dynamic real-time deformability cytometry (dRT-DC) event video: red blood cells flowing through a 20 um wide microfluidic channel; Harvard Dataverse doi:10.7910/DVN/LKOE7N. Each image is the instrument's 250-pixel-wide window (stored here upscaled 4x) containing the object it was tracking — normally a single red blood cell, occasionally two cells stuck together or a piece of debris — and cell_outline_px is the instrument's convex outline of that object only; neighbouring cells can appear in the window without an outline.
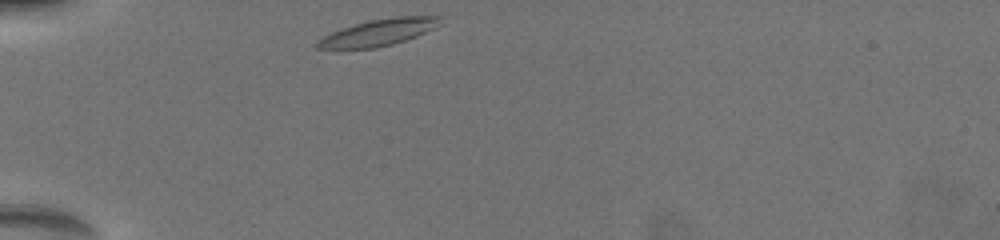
{"species": "common noctule bat (a hibernating species)", "species_latin": "Nyctalus noctula", "temperature_condition": "warm", "stored_images_in_passage": 26, "camera_frame_rate_fps": 3000, "um_per_image_px": 0.085, "animal": {"sex": "female", "body_mass_g": 19.5, "forearm_length_mm": 54.1}, "frame": {"image": 1, "passage_image": 1, "time_ms": 0.0, "image_size_px": [1000, 240], "cell_outline_px": [[444, 16], [440, 24], [416, 36], [392, 44], [372, 48], [316, 48], [316, 40], [332, 32], [356, 24], [372, 20], [396, 16]], "centroid_in_image_um": [32.2, 2.74], "position_along_channel_um": 52.8, "area_um2": 18.55}}
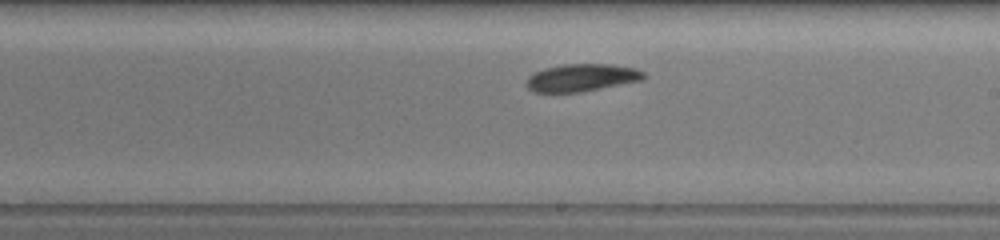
{"frame": {"image": 2, "passage_image": 15, "time_ms": 5.667, "image_size_px": [1000, 240], "cell_outline_px": [[644, 76], [640, 80], [576, 92], [532, 92], [524, 84], [528, 76], [544, 68], [560, 64], [612, 64], [632, 68], [644, 72]], "centroid_in_image_um": [49.33, 6.59], "position_along_channel_um": 239.7, "area_um2": 18.44}}
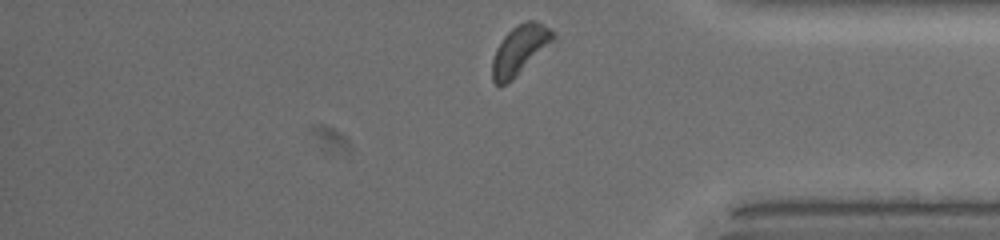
{"frame": {"image": 3, "passage_image": 26, "time_ms": 10.0, "image_size_px": [1000, 240], "cell_outline_px": [[560, 40], [512, 80], [504, 84], [496, 84], [492, 80], [492, 60], [496, 48], [504, 36], [516, 24], [528, 20], [536, 20], [544, 24], [556, 32]], "centroid_in_image_um": [44.3, 4.21], "position_along_channel_um": 390.9, "area_um2": 18.38}, "authors_computed_cell_mechanics": {"area_um2": 18.5827, "velocity_mm_per_s": 3.7258, "shape_relaxation_time_tau1_ms": 3.8238, "shape_relaxation_time_tau2_ms": 5.7123, "deformation_change_tau1": 0.0784, "deformation_change_tau2": 0.11}}